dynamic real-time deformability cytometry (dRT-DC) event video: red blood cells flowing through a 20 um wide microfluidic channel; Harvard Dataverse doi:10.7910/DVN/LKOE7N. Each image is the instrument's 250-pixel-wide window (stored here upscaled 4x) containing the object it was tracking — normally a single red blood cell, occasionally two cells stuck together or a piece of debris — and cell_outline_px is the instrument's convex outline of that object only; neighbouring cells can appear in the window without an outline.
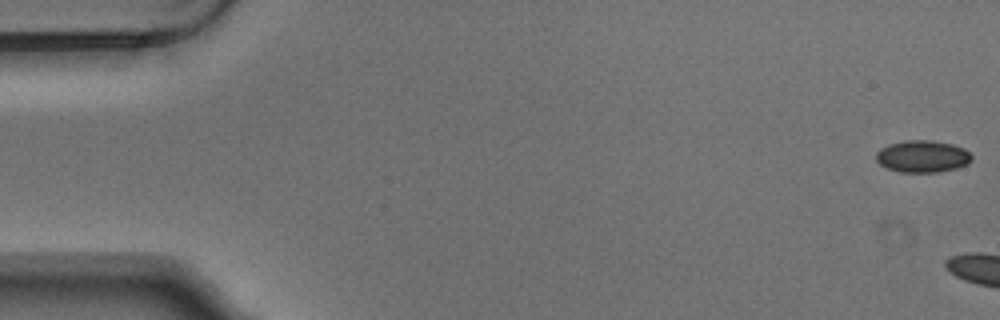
{"species": "Egyptian fruit bat (a non-hibernating species)", "species_latin": "Rousettus aegyptiacus", "temperature_condition": "warm", "stored_images_in_passage": 6, "camera_frame_rate_fps": 3000, "um_per_image_px": 0.085, "animal": {"sex": "male"}, "frame": {"image": 1, "passage_image": 1, "time_ms": 0.0, "image_size_px": [1000, 320], "cell_outline_px": [[972, 160], [968, 164], [956, 168], [936, 172], [900, 172], [888, 168], [880, 164], [876, 160], [876, 152], [880, 148], [888, 144], [904, 140], [932, 140], [952, 144], [964, 148], [972, 156]], "centroid_in_image_um": [78.41, 13.28], "position_along_channel_um": 6.6, "area_um2": 17.92}}
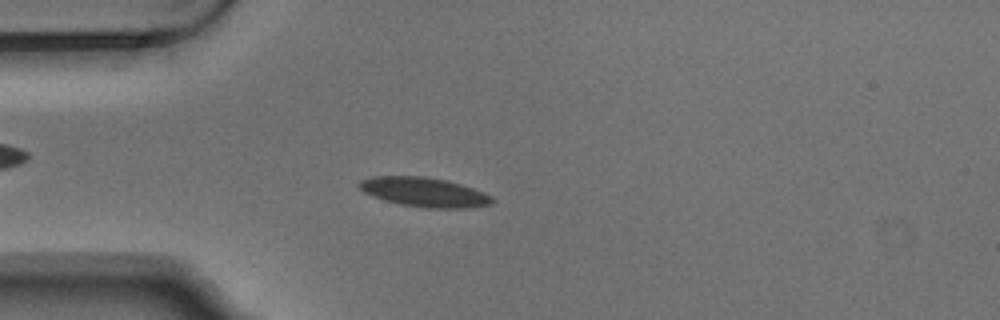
{"frame": {"image": 2, "passage_image": 5, "time_ms": 1.333, "image_size_px": [1000, 320], "cell_outline_px": [[496, 200], [492, 204], [472, 208], [424, 208], [400, 204], [384, 200], [372, 196], [364, 192], [356, 184], [360, 180], [372, 176], [424, 176], [448, 180], [484, 192], [492, 196]], "centroid_in_image_um": [36.08, 16.33], "position_along_channel_um": 48.9, "area_um2": 23.06}}